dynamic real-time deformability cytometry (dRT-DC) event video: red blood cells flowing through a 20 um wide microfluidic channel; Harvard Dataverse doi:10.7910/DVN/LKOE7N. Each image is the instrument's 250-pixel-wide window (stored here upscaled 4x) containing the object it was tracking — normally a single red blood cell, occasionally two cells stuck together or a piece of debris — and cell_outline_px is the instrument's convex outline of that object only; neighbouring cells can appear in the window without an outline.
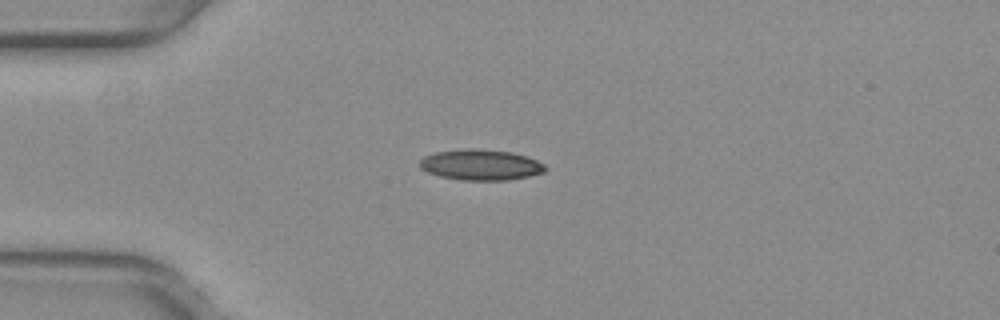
{"species": "common noctule bat (a hibernating species)", "species_latin": "Nyctalus noctula", "temperature_condition": "warm", "stored_images_in_passage": 39, "camera_frame_rate_fps": 3000, "um_per_image_px": 0.085, "animal": {"sex": "female", "body_mass_g": 29.2, "forearm_length_mm": 56.3}, "frame": {"image": 1, "passage_image": 1, "time_ms": 0.0, "image_size_px": [1000, 320], "cell_outline_px": [[548, 168], [544, 172], [528, 176], [508, 180], [460, 180], [440, 176], [428, 172], [420, 168], [420, 160], [424, 156], [436, 152], [468, 148], [476, 148], [512, 152], [536, 160], [544, 164]], "centroid_in_image_um": [40.86, 14.01], "position_along_channel_um": 44.1, "area_um2": 22.43}}
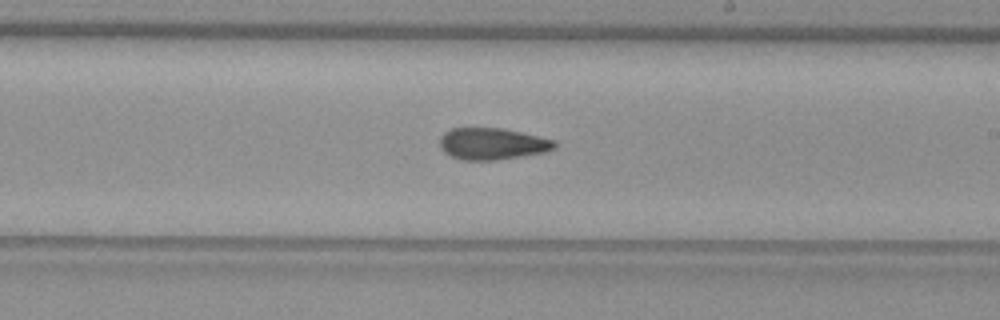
{"frame": {"image": 2, "passage_image": 18, "time_ms": 5.667, "image_size_px": [1000, 320], "cell_outline_px": [[556, 148], [544, 152], [496, 160], [460, 160], [448, 156], [440, 148], [440, 136], [444, 132], [452, 128], [500, 128], [520, 132], [556, 140]], "centroid_in_image_um": [41.8, 12.23], "position_along_channel_um": 247.2, "area_um2": 21.27}}
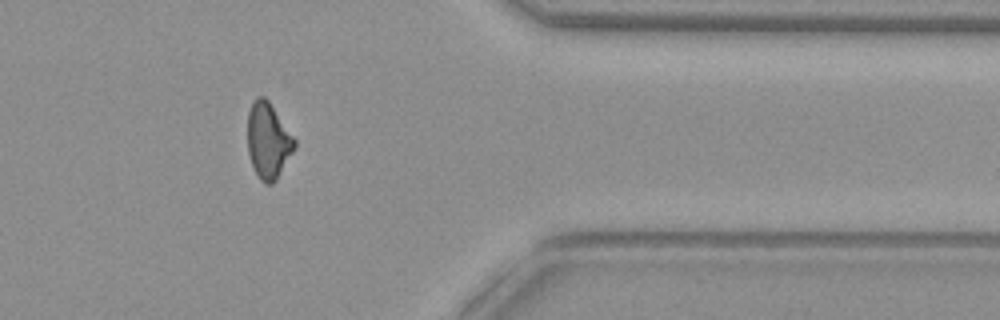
{"frame": {"image": 3, "passage_image": 30, "time_ms": 9.667, "image_size_px": [1000, 320], "cell_outline_px": [[296, 144], [292, 152], [276, 180], [272, 184], [264, 184], [260, 180], [252, 164], [248, 152], [248, 112], [256, 96], [264, 96], [268, 100], [296, 140]], "centroid_in_image_um": [22.78, 11.95], "position_along_channel_um": 388.6, "area_um2": 20.46}, "authors_computed_cell_mechanics": {"area_um2": 21.2126, "velocity_mm_per_s": 3.9936, "shape_relaxation_time_tau1_ms": null, "shape_relaxation_time_tau2_ms": 3.4519, "deformation_change_tau1": null, "deformation_change_tau2": 0.1023}}